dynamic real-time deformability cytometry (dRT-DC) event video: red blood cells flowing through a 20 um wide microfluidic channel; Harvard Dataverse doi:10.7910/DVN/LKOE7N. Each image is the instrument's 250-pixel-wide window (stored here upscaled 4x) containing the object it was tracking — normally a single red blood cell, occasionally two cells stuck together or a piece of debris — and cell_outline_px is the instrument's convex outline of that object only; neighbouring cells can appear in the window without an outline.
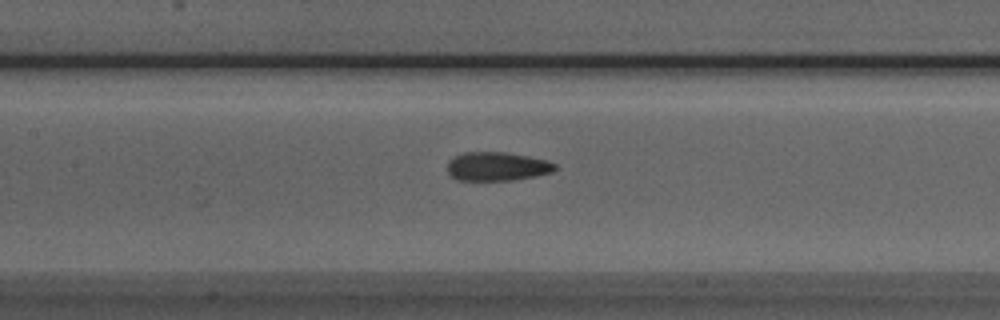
{"species": "Egyptian fruit bat (a non-hibernating species)", "species_latin": "Rousettus aegyptiacus", "temperature_condition": "room temperature", "stored_images_in_passage": 42, "camera_frame_rate_fps": 3000, "um_per_image_px": 0.085, "animal": {"sex": "male"}, "frame": {"image": 1, "passage_image": 23, "time_ms": 7.333, "image_size_px": [1000, 320], "cell_outline_px": [[560, 168], [552, 172], [536, 176], [512, 180], [456, 180], [448, 172], [448, 160], [464, 152], [504, 152], [528, 156], [548, 160], [556, 164]], "centroid_in_image_um": [42.29, 14.14], "position_along_channel_um": 165.1, "area_um2": 18.15}}
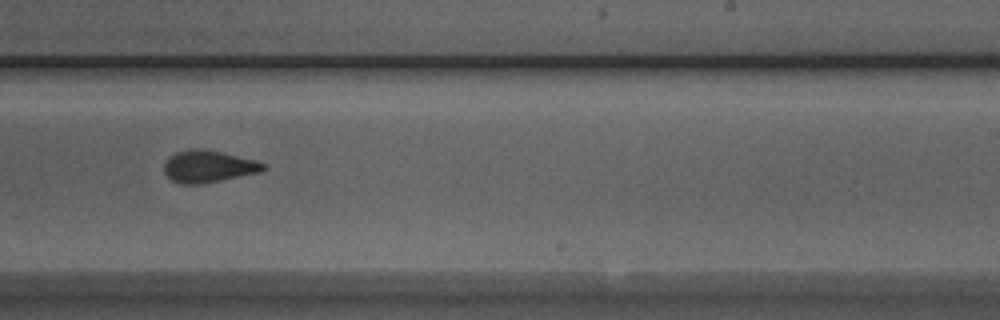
{"frame": {"image": 2, "passage_image": 31, "time_ms": 10.0, "image_size_px": [1000, 320], "cell_outline_px": [[264, 168], [260, 172], [200, 184], [180, 184], [172, 180], [164, 172], [164, 164], [168, 156], [176, 152], [188, 148], [200, 148], [220, 152], [252, 160], [264, 164]], "centroid_in_image_um": [17.62, 14.14], "position_along_channel_um": 271.4, "area_um2": 18.21}}
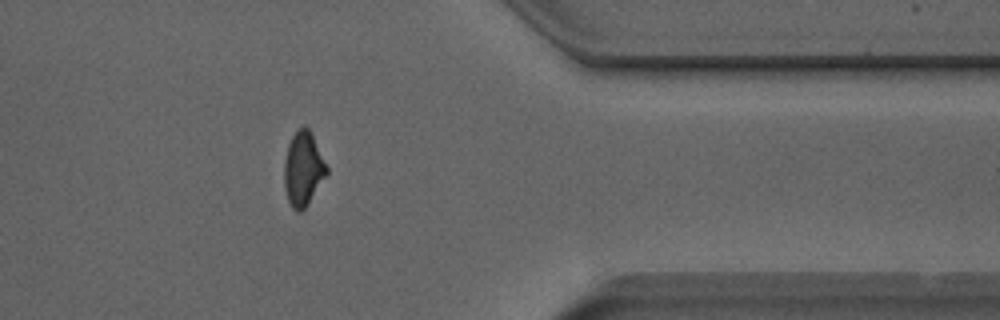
{"frame": {"image": 3, "passage_image": 41, "time_ms": 13.333, "image_size_px": [1000, 320], "cell_outline_px": [[328, 172], [308, 204], [300, 212], [296, 212], [292, 208], [288, 200], [284, 188], [284, 160], [288, 144], [292, 136], [304, 124], [308, 128], [328, 168]], "centroid_in_image_um": [25.75, 14.38], "position_along_channel_um": 385.7, "area_um2": 18.15}}